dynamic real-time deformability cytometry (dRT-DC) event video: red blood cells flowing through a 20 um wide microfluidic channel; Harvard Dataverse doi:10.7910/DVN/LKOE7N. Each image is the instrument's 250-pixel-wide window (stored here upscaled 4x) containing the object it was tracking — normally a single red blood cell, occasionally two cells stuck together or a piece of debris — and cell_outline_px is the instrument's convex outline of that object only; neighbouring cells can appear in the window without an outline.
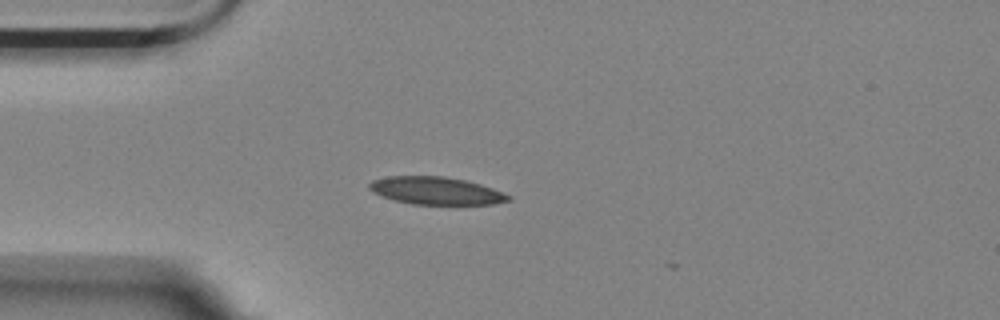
{"species": "Egyptian fruit bat (a non-hibernating species)", "species_latin": "Rousettus aegyptiacus", "temperature_condition": "room temperature", "stored_images_in_passage": 7, "camera_frame_rate_fps": 3000, "um_per_image_px": 0.085, "animal": {"sex": "female"}, "frame": {"image": 1, "passage_image": 1, "time_ms": 0.0, "image_size_px": [1000, 320], "cell_outline_px": [[512, 200], [492, 204], [412, 204], [396, 200], [372, 192], [368, 188], [368, 184], [372, 180], [388, 176], [444, 176], [464, 180], [480, 184], [504, 192], [512, 196]], "centroid_in_image_um": [37.08, 16.21], "position_along_channel_um": 47.9, "area_um2": 22.31}}
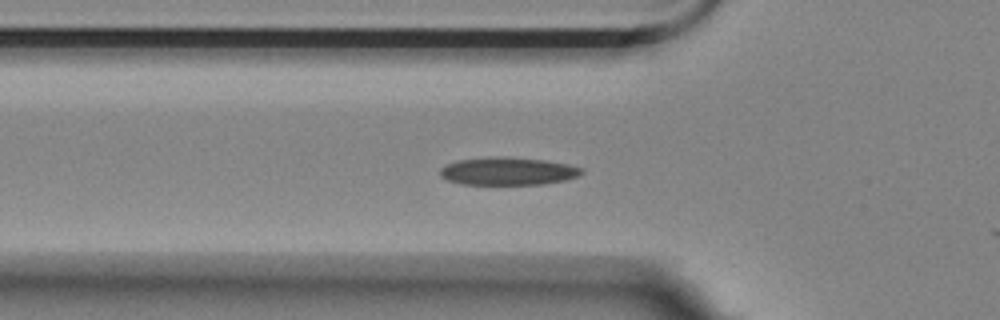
{"frame": {"image": 2, "passage_image": 5, "time_ms": 1.333, "image_size_px": [1000, 320], "cell_outline_px": [[584, 172], [576, 176], [564, 180], [540, 184], [460, 184], [448, 180], [440, 176], [440, 168], [456, 160], [496, 156], [544, 160], [568, 164], [584, 168]], "centroid_in_image_um": [43.15, 14.55], "position_along_channel_um": 82.6, "area_um2": 22.77}}